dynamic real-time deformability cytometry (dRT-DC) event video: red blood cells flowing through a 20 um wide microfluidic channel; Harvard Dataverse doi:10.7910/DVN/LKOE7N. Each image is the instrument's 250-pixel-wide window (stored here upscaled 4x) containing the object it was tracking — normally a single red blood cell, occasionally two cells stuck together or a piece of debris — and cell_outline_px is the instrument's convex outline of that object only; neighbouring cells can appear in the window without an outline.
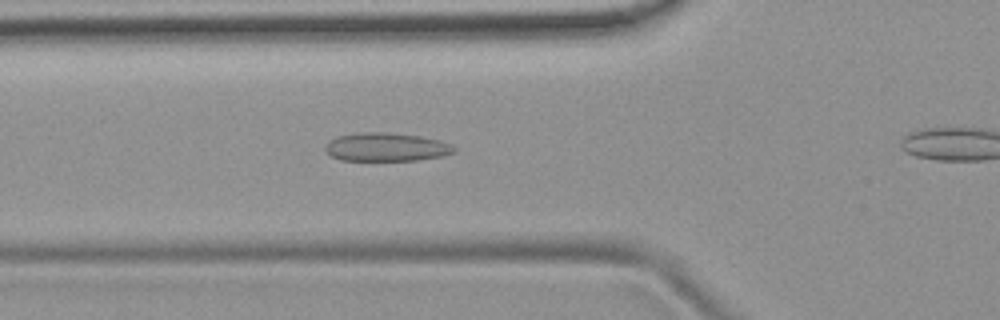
{"species": "common noctule bat (a hibernating species)", "species_latin": "Nyctalus noctula", "temperature_condition": "room temperature", "stored_images_in_passage": 42, "camera_frame_rate_fps": 3000, "um_per_image_px": 0.085, "animal": {"sex": "female", "body_mass_g": 19.9}, "frame": {"image": 1, "passage_image": 18, "time_ms": 5.667, "image_size_px": [1000, 320], "cell_outline_px": [[456, 152], [440, 156], [416, 160], [340, 160], [324, 152], [324, 148], [328, 140], [336, 136], [360, 132], [388, 132], [420, 136], [440, 140], [452, 144], [456, 148]], "centroid_in_image_um": [32.8, 12.49], "position_along_channel_um": 93.0, "area_um2": 21.56}}
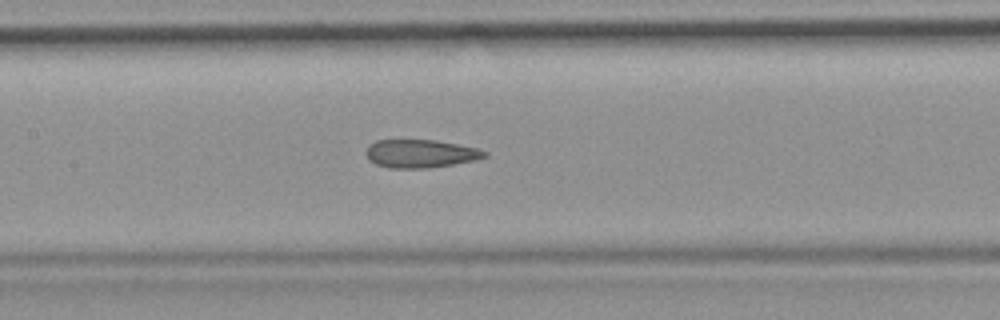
{"frame": {"image": 2, "passage_image": 24, "time_ms": 7.667, "image_size_px": [1000, 320], "cell_outline_px": [[488, 156], [476, 160], [428, 168], [388, 168], [376, 164], [368, 160], [364, 152], [376, 140], [436, 140], [476, 148], [488, 152]], "centroid_in_image_um": [35.73, 13.06], "position_along_channel_um": 171.7, "area_um2": 19.42}}
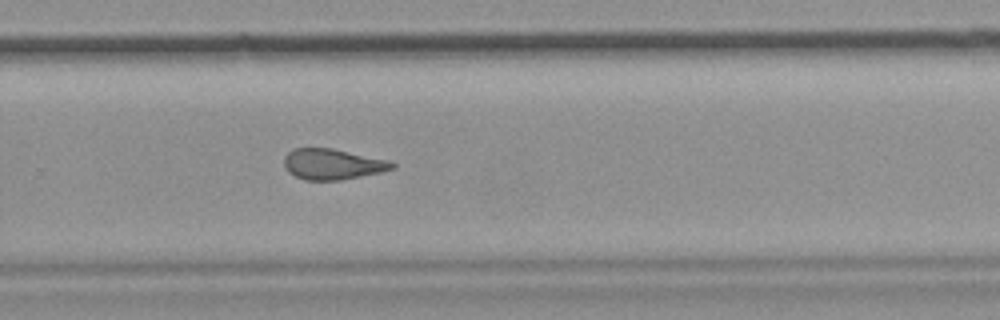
{"frame": {"image": 3, "passage_image": 34, "time_ms": 11.0, "image_size_px": [1000, 320], "cell_outline_px": [[396, 168], [380, 172], [340, 180], [304, 180], [288, 172], [284, 164], [284, 156], [292, 148], [332, 148], [388, 160], [396, 164]], "centroid_in_image_um": [28.25, 13.95], "position_along_channel_um": 301.6, "area_um2": 19.31}}